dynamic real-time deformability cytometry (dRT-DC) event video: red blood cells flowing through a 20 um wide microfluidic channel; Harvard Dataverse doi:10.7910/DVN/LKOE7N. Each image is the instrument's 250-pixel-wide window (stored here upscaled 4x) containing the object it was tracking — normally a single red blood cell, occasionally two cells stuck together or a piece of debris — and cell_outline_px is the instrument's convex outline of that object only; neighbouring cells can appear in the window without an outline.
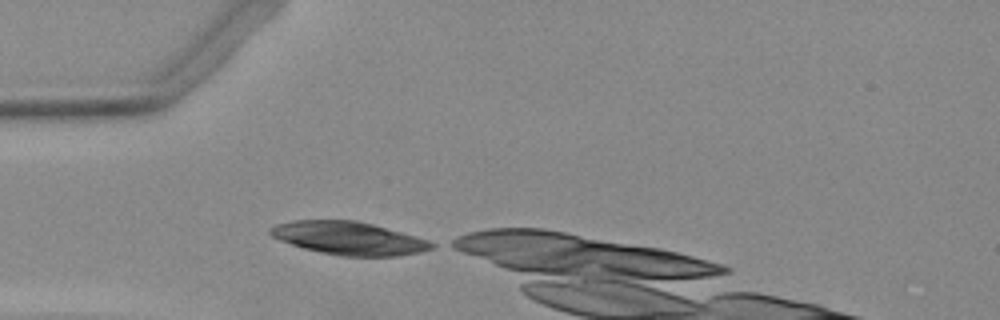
{"species": "Egyptian fruit bat (a non-hibernating species)", "species_latin": "Rousettus aegyptiacus", "temperature_condition": "warm", "stored_images_in_passage": 11, "camera_frame_rate_fps": 3000, "um_per_image_px": 0.085, "animal": {"sex": "female"}, "frame": {"image": 1, "passage_image": 1, "time_ms": 0.0, "image_size_px": [1000, 320], "cell_outline_px": [[436, 248], [420, 252], [396, 256], [344, 256], [304, 248], [280, 240], [272, 236], [268, 232], [268, 228], [276, 224], [292, 220], [356, 220], [372, 224], [416, 236], [428, 240], [436, 244]], "centroid_in_image_um": [29.66, 20.24], "position_along_channel_um": 55.3, "area_um2": 30.92}}
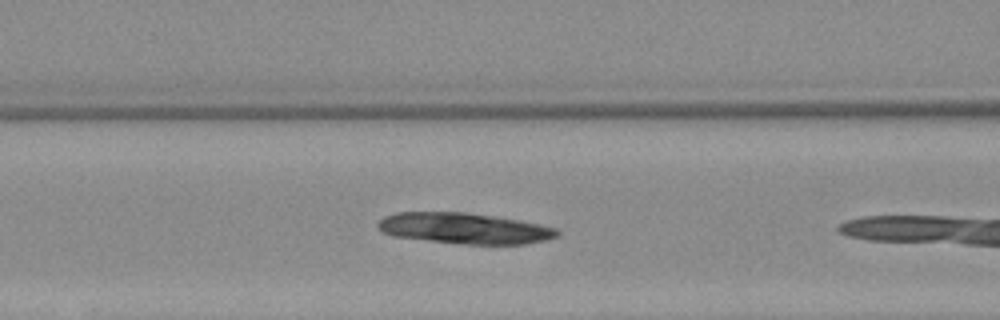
{"frame": {"image": 2, "passage_image": 7, "time_ms": 2.0, "image_size_px": [1000, 320], "cell_outline_px": [[560, 232], [556, 236], [548, 240], [524, 244], [464, 244], [392, 236], [376, 228], [376, 224], [384, 216], [396, 212], [464, 212], [492, 216], [540, 224], [556, 228]], "centroid_in_image_um": [39.45, 19.41], "position_along_channel_um": 127.2, "area_um2": 32.14}}
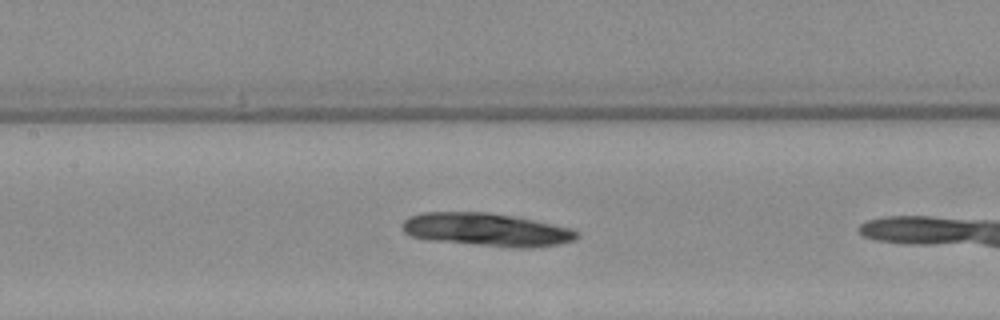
{"frame": {"image": 3, "passage_image": 10, "time_ms": 3.0, "image_size_px": [1000, 320], "cell_outline_px": [[580, 236], [572, 240], [556, 244], [532, 248], [516, 248], [428, 240], [412, 236], [404, 232], [404, 220], [412, 216], [424, 212], [488, 212], [516, 216], [552, 224], [568, 228], [580, 232]], "centroid_in_image_um": [41.38, 19.52], "position_along_channel_um": 166.0, "area_um2": 33.47}}